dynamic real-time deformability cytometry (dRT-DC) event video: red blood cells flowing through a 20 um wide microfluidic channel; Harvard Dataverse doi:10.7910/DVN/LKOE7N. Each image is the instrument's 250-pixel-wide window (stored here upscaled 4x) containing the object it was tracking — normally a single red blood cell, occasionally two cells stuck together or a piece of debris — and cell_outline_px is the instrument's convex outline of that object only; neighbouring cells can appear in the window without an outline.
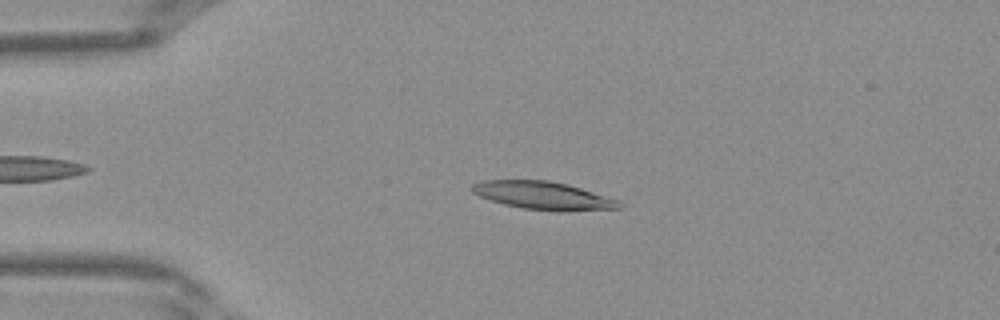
{"species": "Egyptian fruit bat (a non-hibernating species)", "species_latin": "Rousettus aegyptiacus", "temperature_condition": "warm", "stored_images_in_passage": 35, "camera_frame_rate_fps": 3000, "um_per_image_px": 0.085, "frame": {"image": 1, "passage_image": 8, "time_ms": 2.333, "image_size_px": [1000, 320], "cell_outline_px": [[620, 208], [524, 208], [504, 204], [480, 196], [472, 192], [468, 188], [472, 184], [484, 180], [548, 180], [568, 184], [616, 200], [620, 204]], "centroid_in_image_um": [45.97, 16.54], "position_along_channel_um": 39.0, "area_um2": 22.31}}
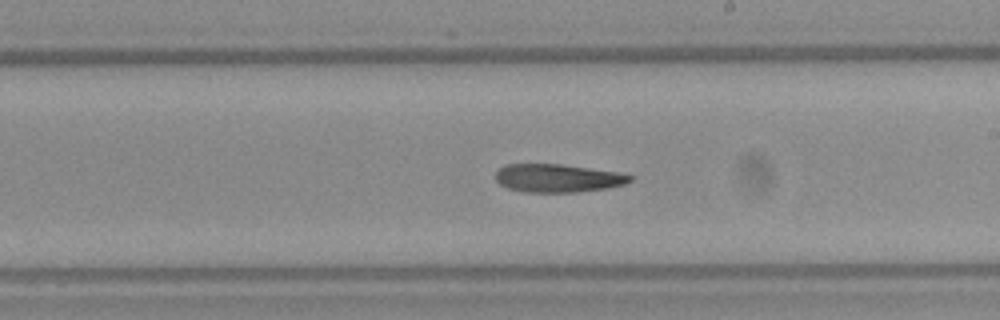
{"frame": {"image": 2, "passage_image": 22, "time_ms": 7.0, "image_size_px": [1000, 320], "cell_outline_px": [[632, 180], [624, 184], [608, 188], [576, 192], [524, 192], [508, 188], [500, 184], [496, 180], [496, 172], [504, 164], [560, 164], [616, 172], [632, 176]], "centroid_in_image_um": [47.37, 15.14], "position_along_channel_um": 241.6, "area_um2": 21.91}}
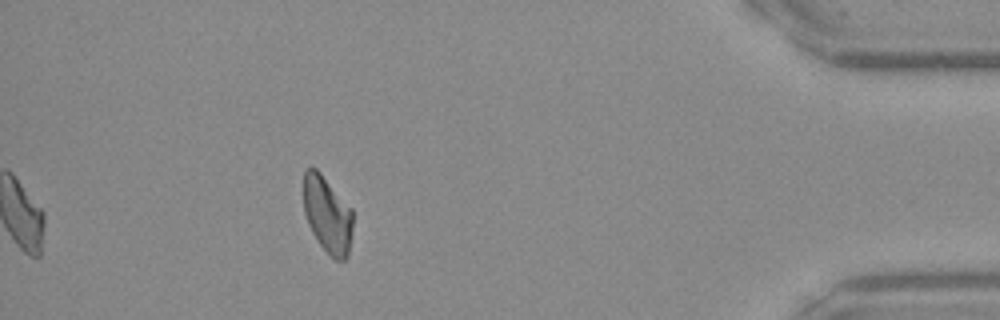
{"frame": {"image": 3, "passage_image": 35, "time_ms": 11.333, "image_size_px": [1000, 320], "cell_outline_px": [[352, 232], [348, 256], [344, 260], [336, 260], [320, 244], [312, 232], [308, 224], [304, 212], [304, 172], [308, 168], [316, 168], [320, 172], [352, 208]], "centroid_in_image_um": [27.84, 18.24], "position_along_channel_um": 407.4, "area_um2": 21.85}}